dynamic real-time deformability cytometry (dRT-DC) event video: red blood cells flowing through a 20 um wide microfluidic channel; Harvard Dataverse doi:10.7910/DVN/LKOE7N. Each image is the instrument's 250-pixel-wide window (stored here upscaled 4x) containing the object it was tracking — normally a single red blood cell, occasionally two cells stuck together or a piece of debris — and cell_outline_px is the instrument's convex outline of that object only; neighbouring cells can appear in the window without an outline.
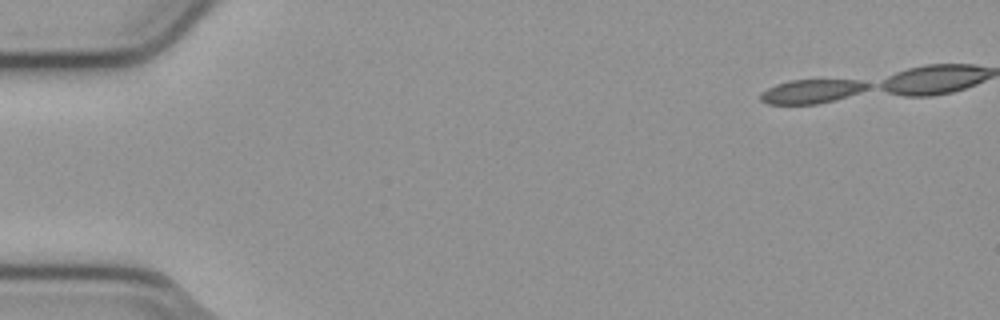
{"species": "common noctule bat (a hibernating species)", "species_latin": "Nyctalus noctula", "temperature_condition": "cold", "stored_images_in_passage": 2, "camera_frame_rate_fps": 3000, "um_per_image_px": 0.085, "animal": {"sex": "male", "body_mass_g": 23.1, "forearm_length_mm": 52.7}, "frame": {"image": 1, "passage_image": 1, "time_ms": 0.0, "image_size_px": [1000, 320], "cell_outline_px": [[868, 88], [860, 92], [836, 100], [816, 104], [768, 104], [760, 100], [760, 96], [768, 88], [776, 84], [792, 80], [860, 80], [868, 84]], "centroid_in_image_um": [68.97, 7.77], "position_along_channel_um": 16.0, "area_um2": 14.74}}